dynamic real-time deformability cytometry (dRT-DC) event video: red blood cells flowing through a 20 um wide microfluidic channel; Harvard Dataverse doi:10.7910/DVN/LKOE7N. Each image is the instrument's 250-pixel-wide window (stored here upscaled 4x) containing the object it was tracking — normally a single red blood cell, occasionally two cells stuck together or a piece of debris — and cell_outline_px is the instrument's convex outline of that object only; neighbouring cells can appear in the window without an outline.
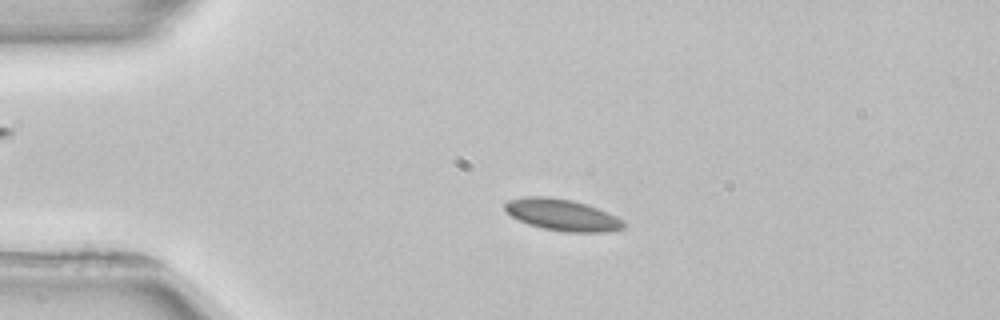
{"species": "common noctule bat (a hibernating species)", "species_latin": "Nyctalus noctula", "temperature_condition": "room temperature", "stored_images_in_passage": 2, "camera_frame_rate_fps": 3000, "um_per_image_px": 0.085, "animal": {"sex": "female", "body_mass_g": 22.7, "forearm_length_mm": 54.2}, "frame": {"image": 1, "passage_image": 2, "time_ms": 1.333, "image_size_px": [1000, 320], "cell_outline_px": [[628, 224], [624, 228], [604, 232], [564, 232], [544, 228], [528, 224], [512, 216], [504, 208], [504, 204], [508, 200], [524, 196], [548, 196], [572, 200], [596, 208], [616, 216], [624, 220]], "centroid_in_image_um": [47.8, 18.26], "position_along_channel_um": 37.2, "area_um2": 21.79}}